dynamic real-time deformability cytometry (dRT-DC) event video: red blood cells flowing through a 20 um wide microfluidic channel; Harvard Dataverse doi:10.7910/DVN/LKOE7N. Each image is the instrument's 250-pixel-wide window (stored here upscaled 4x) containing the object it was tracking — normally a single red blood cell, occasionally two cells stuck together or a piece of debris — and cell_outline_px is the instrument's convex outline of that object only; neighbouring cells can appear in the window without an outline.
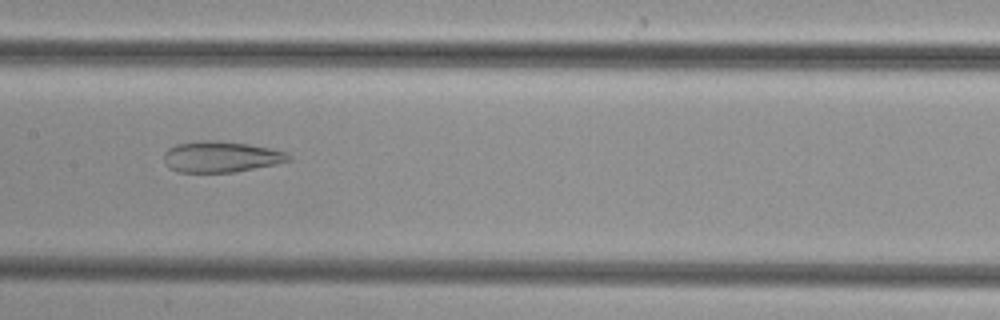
{"species": "common noctule bat (a hibernating species)", "species_latin": "Nyctalus noctula", "temperature_condition": "cold", "stored_images_in_passage": 49, "camera_frame_rate_fps": 3000, "um_per_image_px": 0.085, "animal": {"sex": "female", "body_mass_g": 29.2, "forearm_length_mm": 56.3}, "frame": {"image": 1, "passage_image": 25, "time_ms": 8.0, "image_size_px": [1000, 320], "cell_outline_px": [[292, 160], [276, 164], [236, 172], [176, 172], [168, 168], [164, 160], [164, 152], [168, 148], [176, 144], [204, 140], [216, 140], [248, 144], [288, 152], [292, 156]], "centroid_in_image_um": [18.78, 13.33], "position_along_channel_um": 188.6, "area_um2": 22.72}}
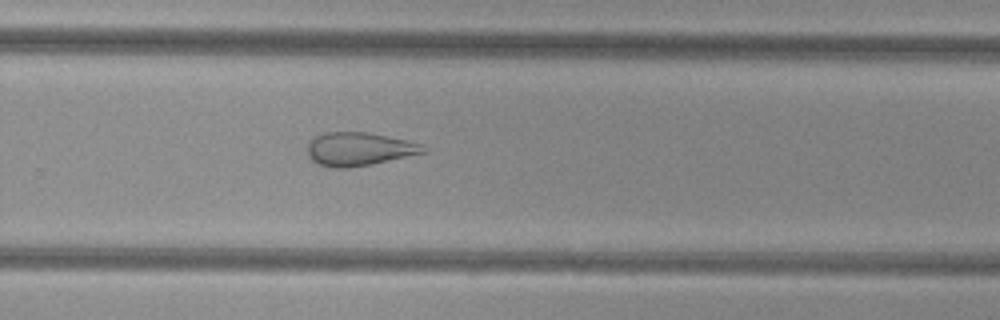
{"frame": {"image": 2, "passage_image": 33, "time_ms": 10.667, "image_size_px": [1000, 320], "cell_outline_px": [[428, 152], [372, 164], [348, 168], [332, 168], [316, 164], [308, 156], [308, 140], [324, 132], [368, 132], [408, 140], [420, 144]], "centroid_in_image_um": [30.49, 12.67], "position_along_channel_um": 299.3, "area_um2": 22.72}}
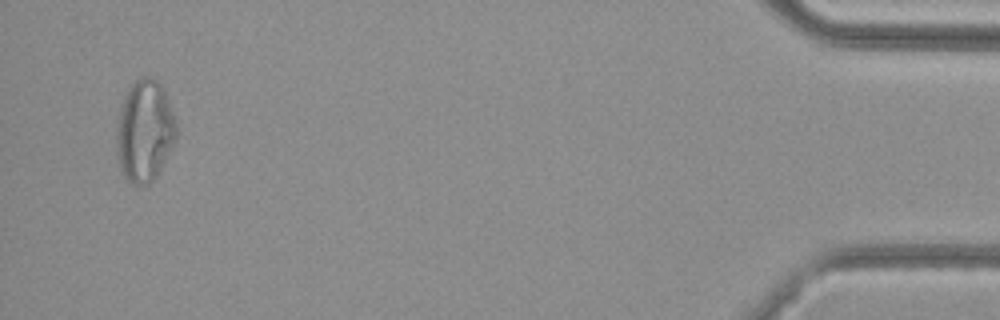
{"frame": {"image": 3, "passage_image": 48, "time_ms": 15.667, "image_size_px": [1000, 320], "cell_outline_px": [[176, 136], [156, 176], [148, 184], [132, 184], [124, 176], [120, 168], [116, 152], [116, 128], [124, 96], [128, 88], [136, 80], [144, 76], [148, 76], [156, 80], [160, 84], [164, 92], [176, 120]], "centroid_in_image_um": [12.26, 11.13], "position_along_channel_um": 422.9, "area_um2": 34.91}}